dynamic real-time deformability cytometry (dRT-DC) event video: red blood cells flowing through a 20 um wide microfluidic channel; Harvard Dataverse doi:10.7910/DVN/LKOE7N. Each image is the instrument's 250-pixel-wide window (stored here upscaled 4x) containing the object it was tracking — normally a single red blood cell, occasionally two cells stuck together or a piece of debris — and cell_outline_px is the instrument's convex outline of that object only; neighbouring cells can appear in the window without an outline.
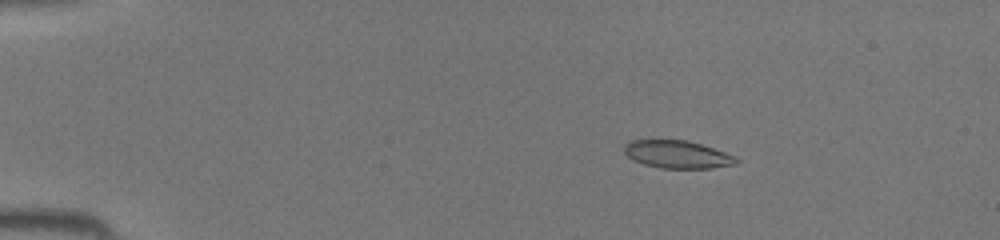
{"species": "common noctule bat (a hibernating species)", "species_latin": "Nyctalus noctula", "temperature_condition": "room temperature", "stored_images_in_passage": 45, "camera_frame_rate_fps": 3000, "um_per_image_px": 0.085, "animal": {"sex": "female", "body_mass_g": 19.5, "forearm_length_mm": 54.1}, "frame": {"image": 1, "passage_image": 8, "time_ms": 2.333, "image_size_px": [1000, 240], "cell_outline_px": [[740, 160], [736, 164], [712, 168], [660, 168], [644, 164], [632, 160], [624, 152], [624, 144], [628, 140], [688, 140], [736, 156]], "centroid_in_image_um": [57.56, 13.12], "position_along_channel_um": 27.4, "area_um2": 18.15}}
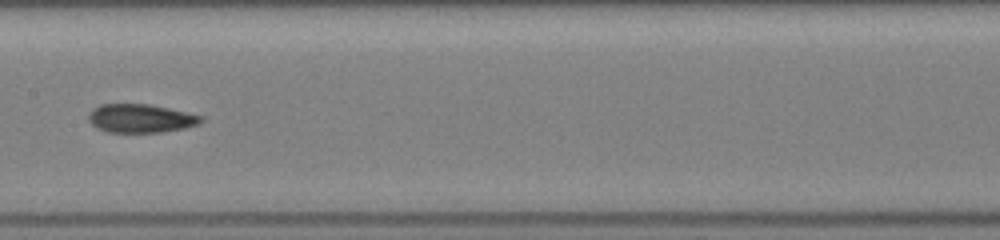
{"frame": {"image": 2, "passage_image": 24, "time_ms": 7.667, "image_size_px": [1000, 240], "cell_outline_px": [[204, 120], [200, 124], [184, 128], [160, 132], [108, 132], [96, 128], [88, 120], [88, 112], [92, 108], [100, 104], [148, 104], [168, 108], [204, 116]], "centroid_in_image_um": [11.94, 10.06], "position_along_channel_um": 195.5, "area_um2": 18.84}}
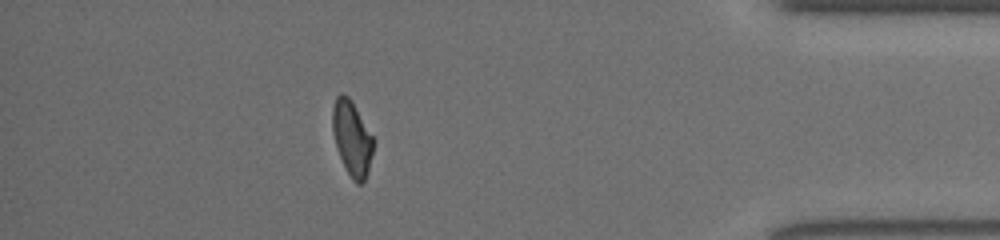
{"frame": {"image": 3, "passage_image": 40, "time_ms": 13.0, "image_size_px": [1000, 240], "cell_outline_px": [[372, 152], [368, 172], [364, 180], [360, 184], [356, 184], [352, 180], [336, 148], [332, 128], [332, 108], [336, 96], [340, 92], [344, 92], [352, 100], [372, 136]], "centroid_in_image_um": [29.88, 11.71], "position_along_channel_um": 405.3, "area_um2": 17.63}}